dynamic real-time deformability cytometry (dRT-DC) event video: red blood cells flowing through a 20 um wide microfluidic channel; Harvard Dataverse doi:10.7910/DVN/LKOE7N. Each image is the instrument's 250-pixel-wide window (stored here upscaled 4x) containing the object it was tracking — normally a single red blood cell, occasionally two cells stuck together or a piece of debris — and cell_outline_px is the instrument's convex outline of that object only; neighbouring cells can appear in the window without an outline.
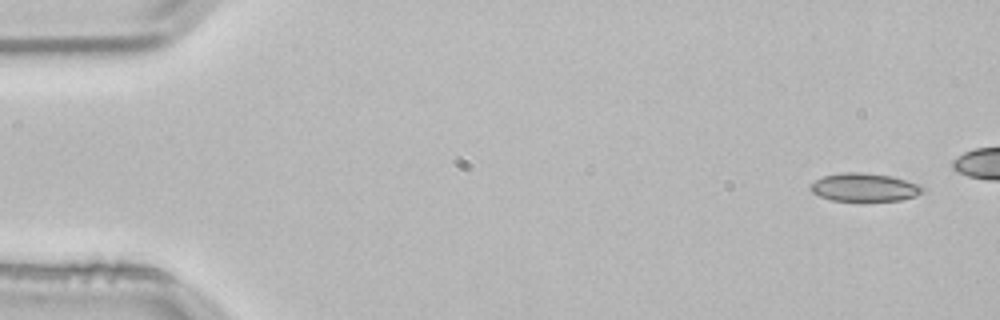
{"species": "common noctule bat (a hibernating species)", "species_latin": "Nyctalus noctula", "temperature_condition": "room temperature", "stored_images_in_passage": 4, "camera_frame_rate_fps": 3000, "um_per_image_px": 0.085, "animal": {"sex": "male", "body_mass_g": 21.5, "forearm_length_mm": 52.0}, "frame": {"image": 1, "passage_image": 1, "time_ms": 0.0, "image_size_px": [1000, 320], "cell_outline_px": [[924, 188], [916, 196], [900, 200], [832, 200], [820, 196], [812, 192], [808, 188], [816, 180], [824, 176], [840, 172], [864, 172], [892, 176], [920, 184]], "centroid_in_image_um": [73.47, 15.9], "position_along_channel_um": 11.5, "area_um2": 18.26}}